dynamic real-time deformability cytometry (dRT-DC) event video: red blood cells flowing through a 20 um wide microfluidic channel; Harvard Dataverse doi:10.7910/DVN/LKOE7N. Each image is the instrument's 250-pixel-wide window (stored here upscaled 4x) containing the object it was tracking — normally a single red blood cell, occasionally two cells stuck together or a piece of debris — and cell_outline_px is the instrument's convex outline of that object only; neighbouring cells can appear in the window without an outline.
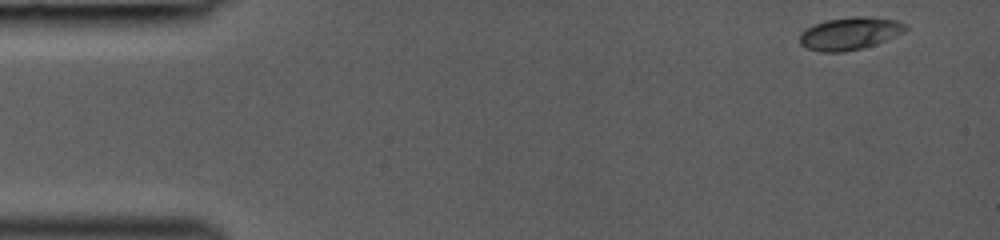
{"species": "common noctule bat (a hibernating species)", "species_latin": "Nyctalus noctula", "temperature_condition": "room temperature", "stored_images_in_passage": 46, "camera_frame_rate_fps": 3000, "um_per_image_px": 0.085, "animal": {"sex": "female", "body_mass_g": 19.0, "forearm_length_mm": 53.3}, "frame": {"image": 1, "passage_image": 1, "time_ms": 0.0, "image_size_px": [1000, 240], "cell_outline_px": [[908, 28], [904, 32], [876, 44], [844, 52], [820, 52], [804, 48], [800, 44], [800, 32], [816, 24], [828, 20], [852, 16], [864, 16], [896, 20], [908, 24]], "centroid_in_image_um": [72.24, 2.85], "position_along_channel_um": 12.8, "area_um2": 20.06}}
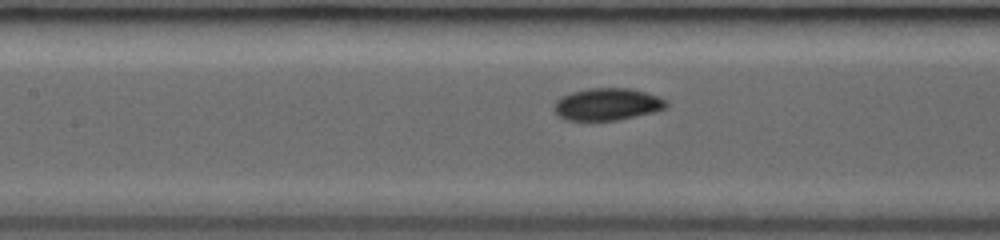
{"frame": {"image": 2, "passage_image": 18, "time_ms": 6.0, "image_size_px": [1000, 240], "cell_outline_px": [[668, 108], [636, 116], [616, 120], [568, 120], [560, 116], [552, 108], [556, 100], [572, 92], [588, 88], [632, 88], [660, 96], [668, 104]], "centroid_in_image_um": [51.64, 8.85], "position_along_channel_um": 155.8, "area_um2": 20.98}}
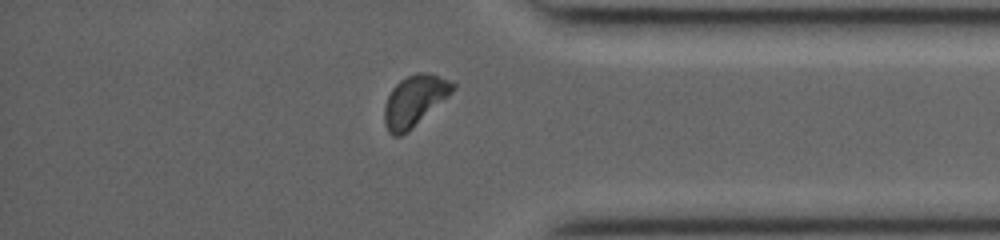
{"frame": {"image": 3, "passage_image": 37, "time_ms": 11.667, "image_size_px": [1000, 240], "cell_outline_px": [[456, 88], [448, 96], [408, 132], [400, 136], [392, 136], [388, 132], [384, 124], [384, 104], [392, 88], [400, 80], [416, 72], [424, 72], [448, 80], [456, 84]], "centroid_in_image_um": [35.2, 8.59], "position_along_channel_um": 400.0, "area_um2": 20.17}}